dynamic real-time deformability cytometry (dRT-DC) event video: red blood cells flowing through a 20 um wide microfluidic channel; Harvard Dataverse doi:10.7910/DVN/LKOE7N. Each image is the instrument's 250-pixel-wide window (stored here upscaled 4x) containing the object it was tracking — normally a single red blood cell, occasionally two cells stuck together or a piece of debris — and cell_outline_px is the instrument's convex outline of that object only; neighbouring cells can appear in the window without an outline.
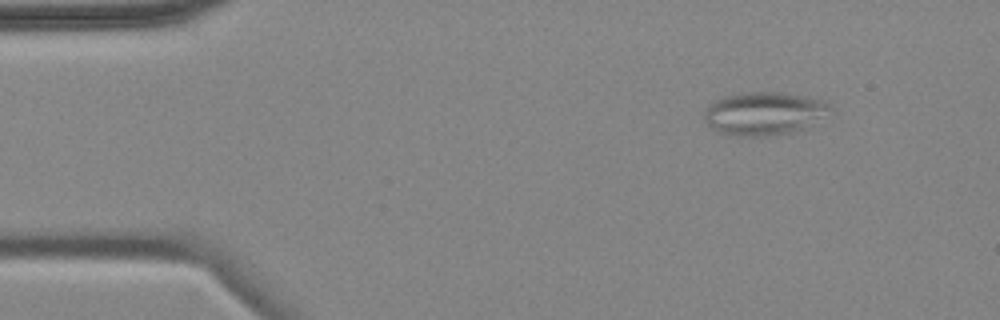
{"species": "common noctule bat (a hibernating species)", "species_latin": "Nyctalus noctula", "temperature_condition": "cold", "stored_images_in_passage": 5, "camera_frame_rate_fps": 3000, "um_per_image_px": 0.085, "animal": {"sex": "female", "body_mass_g": 18.4}, "frame": {"image": 1, "passage_image": 2, "time_ms": 1.0, "image_size_px": [1000, 320], "cell_outline_px": [[832, 108], [808, 128], [776, 136], [724, 136], [716, 132], [704, 120], [704, 112], [708, 104], [724, 96], [744, 92], [780, 92], [804, 96], [824, 100]], "centroid_in_image_um": [64.9, 9.67], "position_along_channel_um": 20.1, "area_um2": 32.08}}
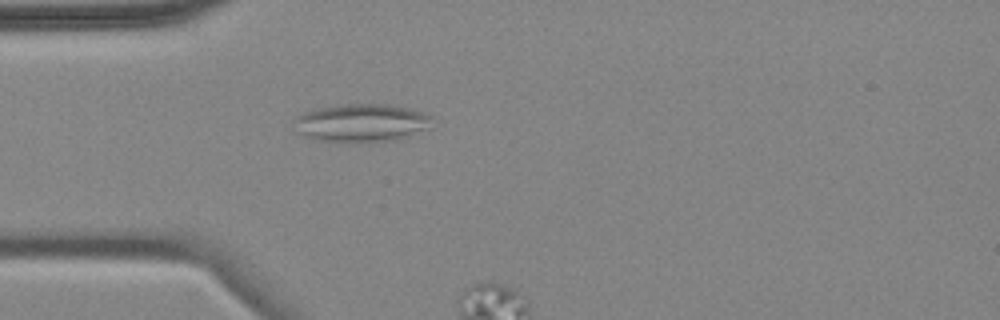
{"frame": {"image": 2, "passage_image": 4, "time_ms": 4.0, "image_size_px": [1000, 320], "cell_outline_px": [[432, 116], [428, 128], [396, 140], [356, 144], [348, 144], [320, 140], [304, 136], [300, 132], [296, 120], [296, 116], [304, 112], [320, 108], [344, 104], [384, 104], [408, 108], [424, 112]], "centroid_in_image_um": [30.75, 10.47], "position_along_channel_um": 54.2, "area_um2": 30.63}}